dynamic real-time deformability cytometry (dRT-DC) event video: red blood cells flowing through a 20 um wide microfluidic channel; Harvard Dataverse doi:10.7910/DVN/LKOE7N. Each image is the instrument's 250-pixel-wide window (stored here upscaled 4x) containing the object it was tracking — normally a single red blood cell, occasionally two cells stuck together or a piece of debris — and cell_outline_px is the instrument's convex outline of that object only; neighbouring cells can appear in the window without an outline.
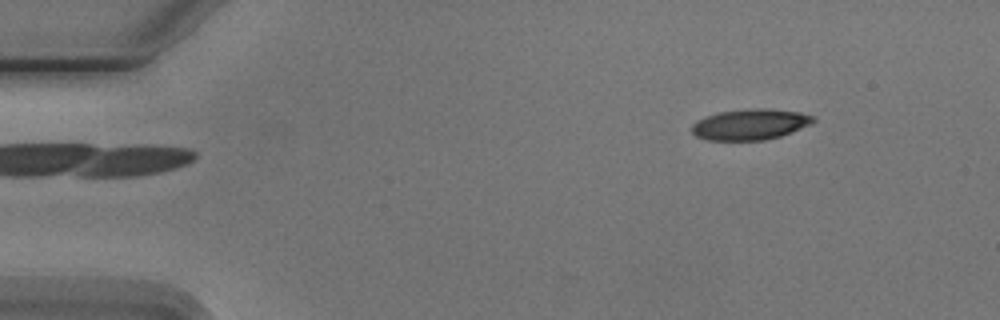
{"species": "Egyptian fruit bat (a non-hibernating species)", "species_latin": "Rousettus aegyptiacus", "temperature_condition": "cold", "stored_images_in_passage": 6, "camera_frame_rate_fps": 3000, "um_per_image_px": 0.085, "animal": {"sex": "male"}, "frame": {"image": 1, "passage_image": 6, "time_ms": 5.667, "image_size_px": [1000, 320], "cell_outline_px": [[816, 120], [812, 124], [792, 132], [780, 136], [764, 140], [708, 140], [696, 136], [692, 132], [692, 124], [696, 120], [720, 112], [756, 108], [772, 108], [800, 112], [812, 116]], "centroid_in_image_um": [63.79, 10.57], "position_along_channel_um": 21.2, "area_um2": 21.79}}